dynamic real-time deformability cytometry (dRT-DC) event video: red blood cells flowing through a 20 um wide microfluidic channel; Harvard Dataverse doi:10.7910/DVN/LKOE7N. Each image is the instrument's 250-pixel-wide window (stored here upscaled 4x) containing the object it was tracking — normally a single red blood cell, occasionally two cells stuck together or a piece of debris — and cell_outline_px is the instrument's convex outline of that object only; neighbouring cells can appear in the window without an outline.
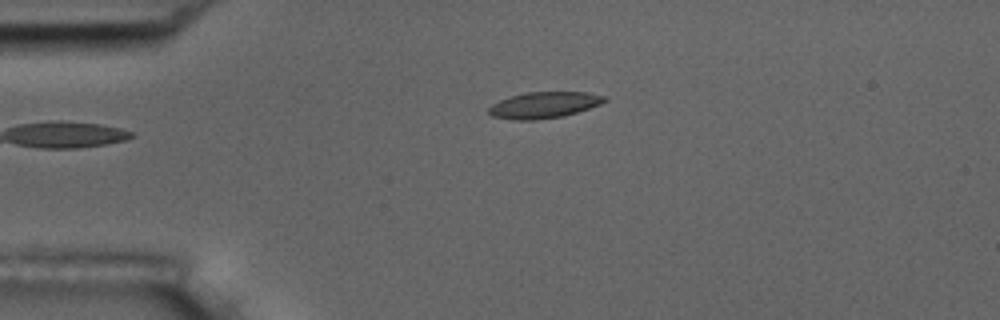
{"species": "common noctule bat (a hibernating species)", "species_latin": "Nyctalus noctula", "temperature_condition": "room temperature", "stored_images_in_passage": 5, "camera_frame_rate_fps": 3000, "um_per_image_px": 0.085, "animal": {"sex": "male", "body_mass_g": 17.5, "forearm_length_mm": 52.3}, "frame": {"image": 1, "passage_image": 5, "time_ms": 5.667, "image_size_px": [1000, 320], "cell_outline_px": [[608, 100], [600, 104], [564, 116], [532, 120], [512, 120], [492, 116], [488, 112], [488, 108], [492, 104], [500, 100], [512, 96], [528, 92], [588, 92], [608, 96]], "centroid_in_image_um": [46.26, 8.92], "position_along_channel_um": 38.7, "area_um2": 17.69}}